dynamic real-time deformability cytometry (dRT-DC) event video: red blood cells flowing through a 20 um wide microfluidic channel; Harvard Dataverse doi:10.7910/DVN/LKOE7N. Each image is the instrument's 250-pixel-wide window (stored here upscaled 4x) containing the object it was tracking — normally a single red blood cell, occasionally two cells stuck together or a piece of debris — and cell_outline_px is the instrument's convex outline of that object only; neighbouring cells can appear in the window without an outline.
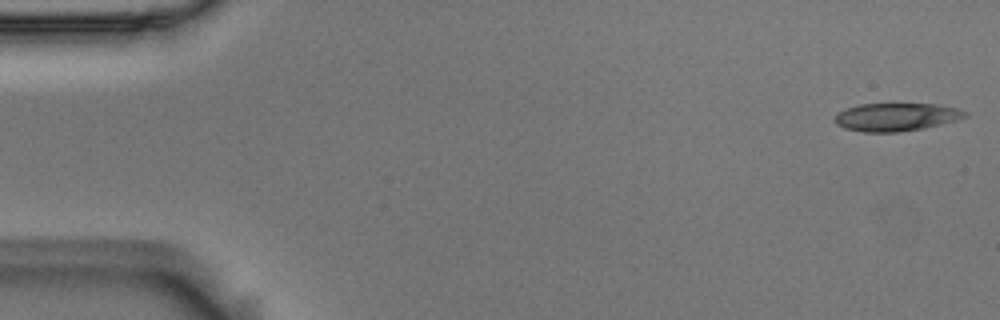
{"species": "Egyptian fruit bat (a non-hibernating species)", "species_latin": "Rousettus aegyptiacus", "temperature_condition": "room temperature", "stored_images_in_passage": 14, "camera_frame_rate_fps": 3000, "um_per_image_px": 0.085, "animal": {"sex": "male"}, "frame": {"image": 1, "passage_image": 1, "time_ms": 0.0, "image_size_px": [1000, 320], "cell_outline_px": [[968, 116], [956, 120], [924, 128], [896, 132], [864, 132], [844, 128], [836, 124], [832, 120], [840, 112], [848, 108], [860, 104], [940, 104], [956, 108], [968, 112]], "centroid_in_image_um": [76.19, 9.94], "position_along_channel_um": 8.8, "area_um2": 21.15}}
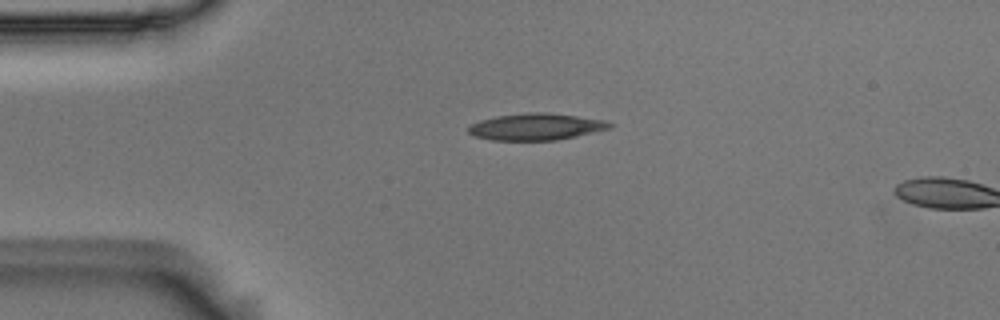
{"frame": {"image": 2, "passage_image": 12, "time_ms": 3.667, "image_size_px": [1000, 320], "cell_outline_px": [[616, 124], [612, 128], [576, 136], [556, 140], [492, 140], [476, 136], [468, 132], [468, 128], [472, 124], [480, 120], [496, 116], [528, 112], [548, 112], [608, 120]], "centroid_in_image_um": [45.64, 10.76], "position_along_channel_um": 39.4, "area_um2": 22.14}}